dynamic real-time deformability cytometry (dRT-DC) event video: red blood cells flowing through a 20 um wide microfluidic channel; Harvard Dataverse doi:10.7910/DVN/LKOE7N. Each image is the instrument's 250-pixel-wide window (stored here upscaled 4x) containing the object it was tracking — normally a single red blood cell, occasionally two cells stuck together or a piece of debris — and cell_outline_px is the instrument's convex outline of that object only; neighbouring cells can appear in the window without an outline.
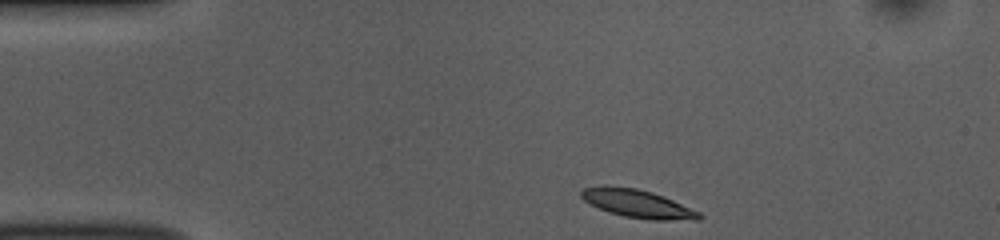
{"species": "common noctule bat (a hibernating species)", "species_latin": "Nyctalus noctula", "temperature_condition": "room temperature", "stored_images_in_passage": 45, "camera_frame_rate_fps": 3000, "um_per_image_px": 0.085, "animal": {"sex": "female", "body_mass_g": 10.0, "forearm_length_mm": 53.1}, "frame": {"image": 1, "passage_image": 1, "time_ms": 0.0, "image_size_px": [1000, 240], "cell_outline_px": [[704, 216], [700, 220], [652, 220], [624, 216], [608, 212], [584, 200], [580, 196], [580, 192], [584, 188], [600, 184], [608, 184], [636, 188], [652, 192], [664, 196], [700, 212]], "centroid_in_image_um": [54.19, 17.29], "position_along_channel_um": 30.8, "area_um2": 19.59}}
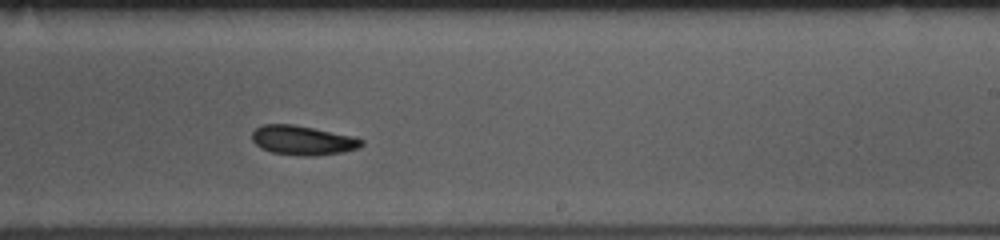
{"frame": {"image": 2, "passage_image": 24, "time_ms": 7.667, "image_size_px": [1000, 240], "cell_outline_px": [[364, 144], [360, 148], [344, 152], [312, 156], [304, 156], [272, 152], [260, 148], [252, 140], [252, 132], [256, 128], [264, 124], [292, 124], [352, 136], [364, 140]], "centroid_in_image_um": [25.74, 11.93], "position_along_channel_um": 263.3, "area_um2": 18.67}}
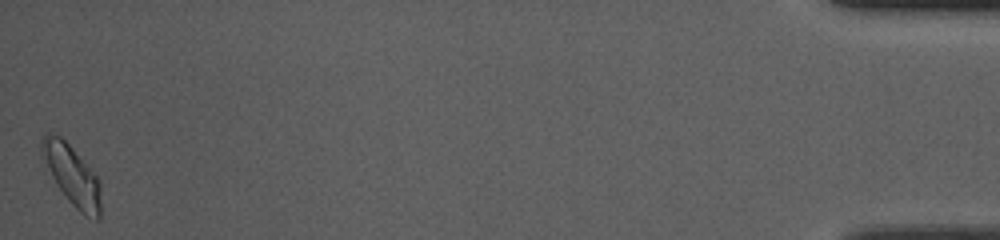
{"frame": {"image": 3, "passage_image": 45, "time_ms": 14.667, "image_size_px": [1000, 240], "cell_outline_px": [[100, 220], [96, 220], [84, 216], [68, 200], [56, 184], [40, 156], [40, 140], [44, 136], [60, 136], [72, 148], [96, 176], [100, 184]], "centroid_in_image_um": [6.11, 14.94], "position_along_channel_um": 429.1, "area_um2": 20.29}, "authors_computed_cell_mechanics": {"area_um2": 18.9584, "velocity_mm_per_s": 3.6739, "shape_relaxation_time_tau1_ms": 3.2226, "shape_relaxation_time_tau2_ms": 3.2428, "deformation_change_tau1": 0.1009, "deformation_change_tau2": 0.0903}}